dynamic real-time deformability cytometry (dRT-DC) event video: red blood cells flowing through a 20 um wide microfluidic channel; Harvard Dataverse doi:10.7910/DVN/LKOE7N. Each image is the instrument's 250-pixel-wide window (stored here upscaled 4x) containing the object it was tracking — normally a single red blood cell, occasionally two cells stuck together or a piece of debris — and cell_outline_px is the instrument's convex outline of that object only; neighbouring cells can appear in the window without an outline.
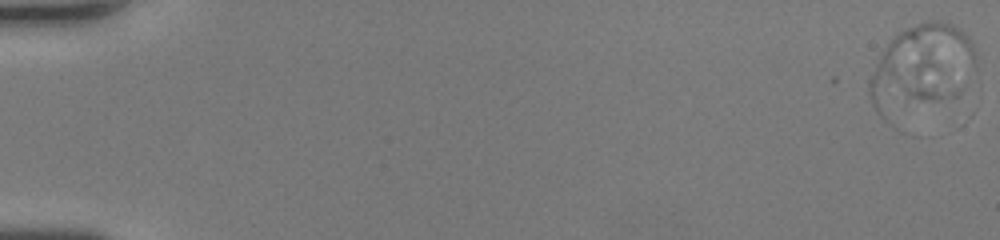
{"species": "human", "species_latin": "Homo sapiens", "temperature_condition": "room temperature", "stored_images_in_passage": 52, "camera_frame_rate_fps": 3000, "um_per_image_px": 0.085, "donor": {"sex": "female"}, "frame": {"image": 1, "passage_image": 1, "time_ms": 0.0, "image_size_px": [1000, 240], "cell_outline_px": [[976, 68], [944, 96], [936, 100], [884, 120], [876, 112], [872, 104], [868, 92], [868, 84], [880, 56], [884, 48], [896, 32], [920, 24], [948, 24], [960, 28], [972, 40], [976, 64]], "centroid_in_image_um": [78.2, 5.76], "position_along_channel_um": 6.8, "area_um2": 51.15}}
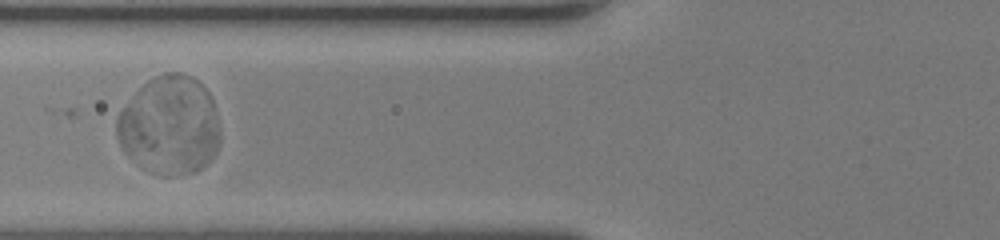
{"frame": {"image": 2, "passage_image": 21, "time_ms": 6.667, "image_size_px": [1000, 240], "cell_outline_px": [[220, 140], [216, 152], [196, 172], [172, 176], [160, 176], [148, 172], [140, 168], [124, 152], [116, 136], [116, 116], [136, 92], [148, 80], [164, 72], [180, 72], [192, 76], [208, 92], [212, 100], [220, 132]], "centroid_in_image_um": [14.39, 10.69], "position_along_channel_um": 111.4, "area_um2": 59.59}}
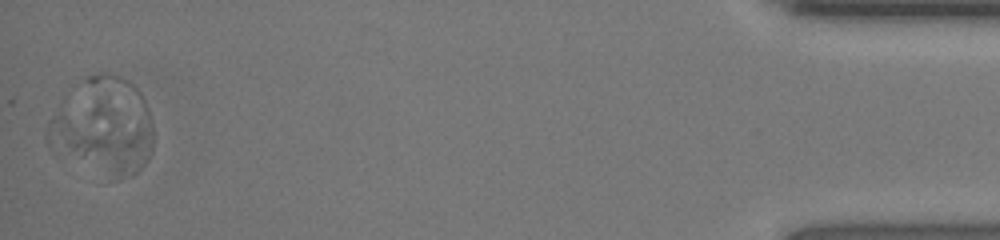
{"frame": {"image": 3, "passage_image": 52, "time_ms": 17.0, "image_size_px": [1000, 240], "cell_outline_px": [[152, 152], [148, 160], [132, 176], [116, 180], [48, 148], [44, 136], [44, 128], [48, 120], [64, 96], [120, 80], [124, 80], [132, 84], [140, 92], [148, 108], [152, 124]], "centroid_in_image_um": [8.78, 10.99], "position_along_channel_um": 426.4, "area_um2": 56.24}}